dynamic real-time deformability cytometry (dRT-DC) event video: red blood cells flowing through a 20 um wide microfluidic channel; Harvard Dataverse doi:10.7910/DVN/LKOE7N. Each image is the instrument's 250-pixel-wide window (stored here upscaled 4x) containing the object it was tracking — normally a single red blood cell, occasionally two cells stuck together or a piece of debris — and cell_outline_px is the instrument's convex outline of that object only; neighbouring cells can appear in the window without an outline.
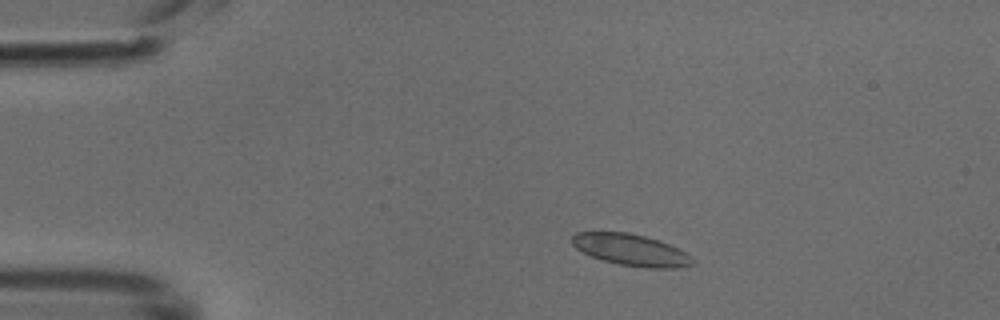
{"species": "common noctule bat (a hibernating species)", "species_latin": "Nyctalus noctula", "temperature_condition": "cold", "stored_images_in_passage": 47, "camera_frame_rate_fps": 3000, "um_per_image_px": 0.085, "animal": {"sex": "male", "body_mass_g": 18.8}, "frame": {"image": 1, "passage_image": 7, "time_ms": 2.0, "image_size_px": [1000, 320], "cell_outline_px": [[696, 264], [680, 268], [648, 268], [620, 264], [604, 260], [592, 256], [576, 248], [572, 244], [572, 236], [576, 232], [628, 232], [660, 240], [692, 256], [696, 260]], "centroid_in_image_um": [53.69, 21.24], "position_along_channel_um": 31.3, "area_um2": 22.14}}
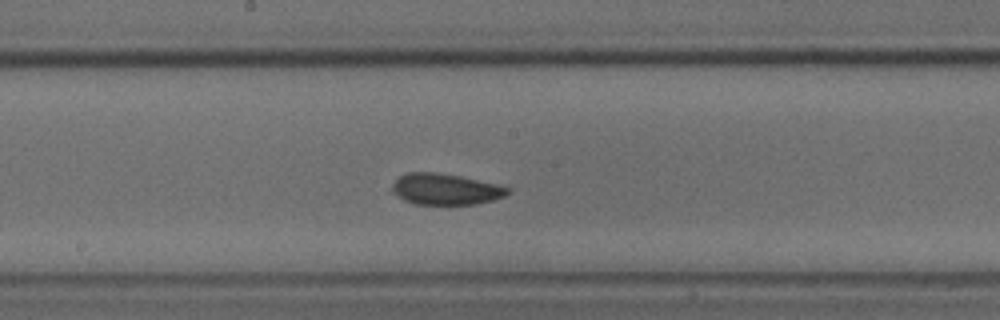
{"frame": {"image": 2, "passage_image": 24, "time_ms": 7.667, "image_size_px": [1000, 320], "cell_outline_px": [[508, 192], [504, 196], [492, 200], [476, 204], [416, 204], [404, 200], [392, 188], [392, 184], [400, 176], [408, 172], [436, 172], [460, 176], [500, 184], [508, 188]], "centroid_in_image_um": [37.89, 16.07], "position_along_channel_um": 210.3, "area_um2": 20.69}}
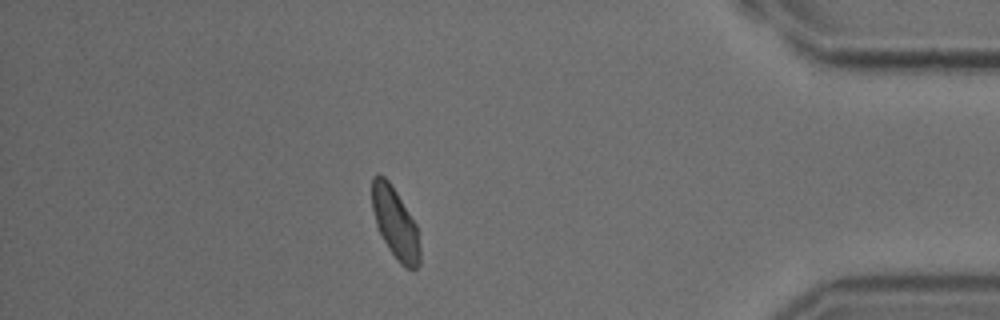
{"frame": {"image": 3, "passage_image": 41, "time_ms": 13.333, "image_size_px": [1000, 320], "cell_outline_px": [[420, 264], [412, 272], [404, 268], [396, 260], [384, 240], [376, 224], [372, 208], [372, 176], [384, 176], [388, 180], [396, 192], [416, 224], [420, 248]], "centroid_in_image_um": [33.61, 19.03], "position_along_channel_um": 401.6, "area_um2": 19.65}}